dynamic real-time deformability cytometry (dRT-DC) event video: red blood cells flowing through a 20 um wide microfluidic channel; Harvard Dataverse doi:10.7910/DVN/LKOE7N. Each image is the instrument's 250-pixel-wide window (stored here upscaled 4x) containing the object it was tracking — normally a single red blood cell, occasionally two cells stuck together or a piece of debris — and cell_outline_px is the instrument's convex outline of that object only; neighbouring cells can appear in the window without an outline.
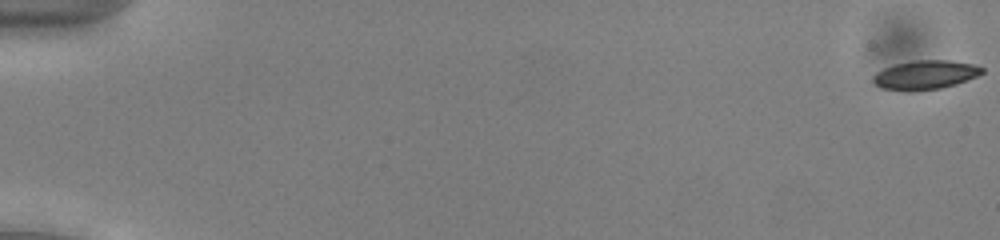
{"species": "common noctule bat (a hibernating species)", "species_latin": "Nyctalus noctula", "temperature_condition": "cold", "stored_images_in_passage": 49, "camera_frame_rate_fps": 3000, "um_per_image_px": 0.085, "animal": {"sex": "male", "body_mass_g": 13.0, "forearm_length_mm": 53.1}, "frame": {"image": 1, "passage_image": 1, "time_ms": 0.0, "image_size_px": [1000, 240], "cell_outline_px": [[984, 72], [976, 76], [956, 84], [940, 88], [912, 92], [908, 92], [884, 88], [876, 84], [872, 80], [872, 76], [876, 72], [884, 68], [896, 64], [916, 60], [948, 60], [972, 64], [984, 68]], "centroid_in_image_um": [78.63, 6.37], "position_along_channel_um": 6.4, "area_um2": 18.38}, "authors_computed_cell_mechanics": {"area_um2": 18.9006, "velocity_mm_per_s": 3.9574, "shape_relaxation_time_tau1_ms": 3.8259, "shape_relaxation_time_tau2_ms": 3.5741, "deformation_change_tau1": 0.0937, "deformation_change_tau2": 0.0656}}